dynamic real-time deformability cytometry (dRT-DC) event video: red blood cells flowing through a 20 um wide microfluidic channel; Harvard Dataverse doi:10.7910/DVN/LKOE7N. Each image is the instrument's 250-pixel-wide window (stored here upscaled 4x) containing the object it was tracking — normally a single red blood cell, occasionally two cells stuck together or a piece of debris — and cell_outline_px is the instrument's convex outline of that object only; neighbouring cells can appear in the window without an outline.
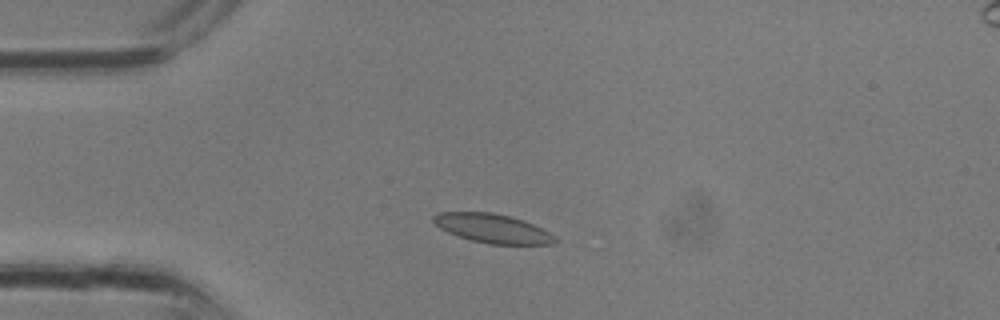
{"species": "common noctule bat (a hibernating species)", "species_latin": "Nyctalus noctula", "temperature_condition": "room temperature", "stored_images_in_passage": 14, "camera_frame_rate_fps": 3000, "um_per_image_px": 0.085, "animal": {"sex": "male", "body_mass_g": 13.3}, "frame": {"image": 1, "passage_image": 5, "time_ms": 1.333, "image_size_px": [1000, 320], "cell_outline_px": [[556, 240], [552, 244], [488, 244], [472, 240], [448, 232], [440, 228], [432, 220], [432, 216], [440, 212], [492, 212], [524, 220], [556, 236]], "centroid_in_image_um": [41.85, 19.41], "position_along_channel_um": 43.1, "area_um2": 20.29}}
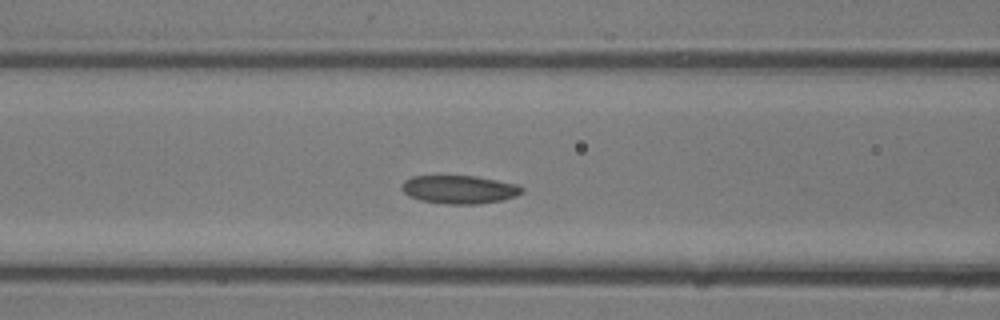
{"frame": {"image": 2, "passage_image": 10, "time_ms": 3.0, "image_size_px": [1000, 320], "cell_outline_px": [[524, 192], [516, 196], [504, 200], [476, 204], [444, 204], [420, 200], [408, 196], [400, 188], [400, 184], [404, 180], [412, 176], [476, 176], [516, 184], [524, 188]], "centroid_in_image_um": [39.02, 16.11], "position_along_channel_um": 127.6, "area_um2": 20.0}}
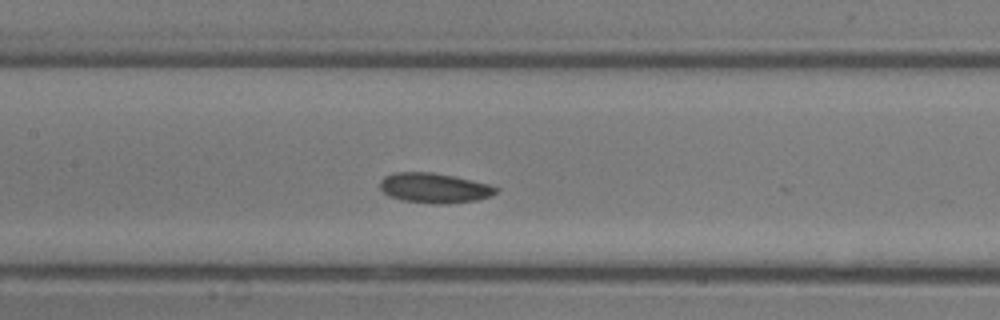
{"frame": {"image": 3, "passage_image": 12, "time_ms": 3.667, "image_size_px": [1000, 320], "cell_outline_px": [[496, 192], [492, 196], [476, 200], [448, 204], [432, 204], [400, 200], [388, 196], [380, 188], [380, 180], [384, 176], [392, 172], [432, 172], [452, 176], [488, 184], [496, 188]], "centroid_in_image_um": [36.85, 15.99], "position_along_channel_um": 170.5, "area_um2": 20.29}}